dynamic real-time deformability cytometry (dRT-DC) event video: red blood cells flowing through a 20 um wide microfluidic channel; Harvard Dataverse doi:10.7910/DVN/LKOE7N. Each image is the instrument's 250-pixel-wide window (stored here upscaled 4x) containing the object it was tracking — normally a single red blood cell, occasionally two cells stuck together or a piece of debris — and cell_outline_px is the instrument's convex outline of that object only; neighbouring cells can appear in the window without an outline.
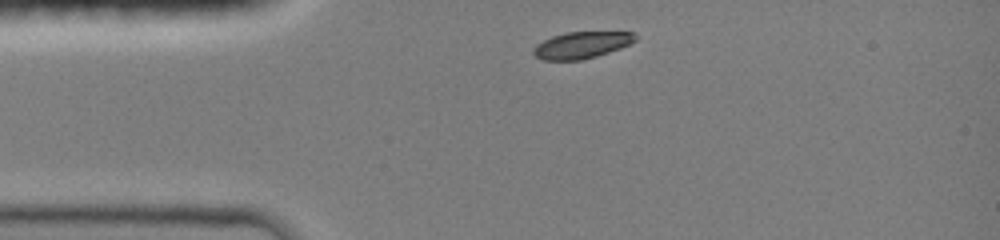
{"species": "common noctule bat (a hibernating species)", "species_latin": "Nyctalus noctula", "temperature_condition": "room temperature", "stored_images_in_passage": 29, "camera_frame_rate_fps": 3000, "um_per_image_px": 0.085, "animal": {"sex": "female", "body_mass_g": 19.0, "forearm_length_mm": 51.5}, "frame": {"image": 1, "passage_image": 1, "time_ms": 0.0, "image_size_px": [1000, 240], "cell_outline_px": [[640, 36], [636, 40], [620, 48], [596, 56], [580, 60], [544, 60], [536, 56], [532, 52], [532, 48], [536, 44], [552, 36], [568, 32], [632, 32]], "centroid_in_image_um": [49.43, 3.82], "position_along_channel_um": 35.6, "area_um2": 15.78}}
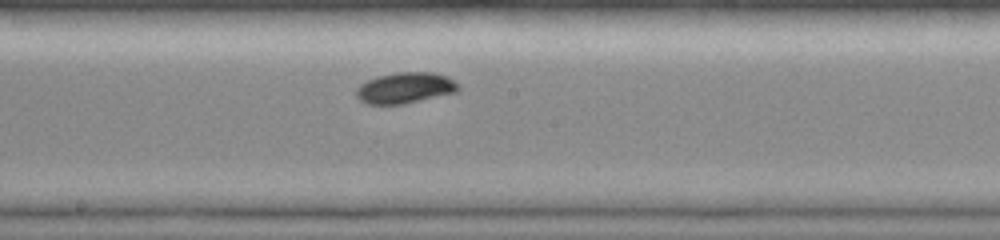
{"frame": {"image": 2, "passage_image": 10, "time_ms": 5.0, "image_size_px": [1000, 240], "cell_outline_px": [[460, 88], [456, 92], [404, 104], [368, 104], [360, 100], [356, 96], [356, 88], [360, 84], [376, 76], [396, 72], [432, 72], [448, 76], [460, 84]], "centroid_in_image_um": [34.45, 7.46], "position_along_channel_um": 213.8, "area_um2": 18.55}}
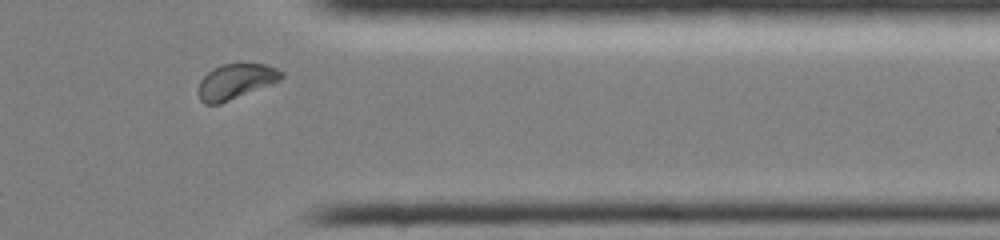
{"frame": {"image": 3, "passage_image": 24, "time_ms": 9.333, "image_size_px": [1000, 240], "cell_outline_px": [[284, 76], [280, 80], [272, 84], [220, 104], [204, 104], [200, 100], [200, 80], [212, 68], [220, 64], [264, 64], [276, 68], [284, 72]], "centroid_in_image_um": [20.06, 6.92], "position_along_channel_um": 391.3, "area_um2": 16.94}, "authors_computed_cell_mechanics": {"area_um2": 17.5712, "velocity_mm_per_s": 4.1305, "shape_relaxation_time_tau1_ms": 1.5291, "shape_relaxation_time_tau2_ms": null, "deformation_change_tau1": 0.0991, "deformation_change_tau2": null}}